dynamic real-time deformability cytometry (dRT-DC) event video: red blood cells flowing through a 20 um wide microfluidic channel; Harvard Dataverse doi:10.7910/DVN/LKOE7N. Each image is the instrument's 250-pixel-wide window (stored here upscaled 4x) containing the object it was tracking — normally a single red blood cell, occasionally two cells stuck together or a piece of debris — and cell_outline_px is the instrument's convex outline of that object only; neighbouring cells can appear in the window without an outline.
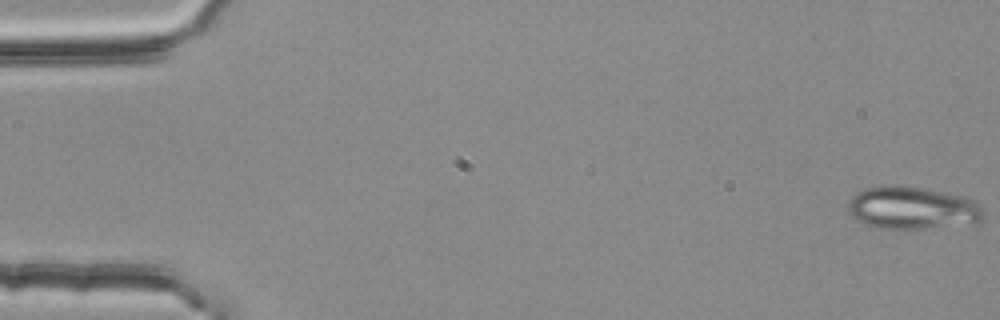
{"species": "common noctule bat (a hibernating species)", "species_latin": "Nyctalus noctula", "temperature_condition": "room temperature", "stored_images_in_passage": 10, "camera_frame_rate_fps": 3000, "um_per_image_px": 0.085, "animal": {"sex": "female", "body_mass_g": 25.1}, "frame": {"image": 1, "passage_image": 1, "time_ms": 0.0, "image_size_px": [1000, 320], "cell_outline_px": [[984, 216], [980, 220], [924, 228], [876, 228], [852, 216], [848, 212], [848, 200], [856, 192], [864, 188], [888, 184], [892, 184], [920, 188], [944, 192], [964, 196], [976, 200], [984, 208]], "centroid_in_image_um": [77.5, 17.63], "position_along_channel_um": 7.5, "area_um2": 33.23}}